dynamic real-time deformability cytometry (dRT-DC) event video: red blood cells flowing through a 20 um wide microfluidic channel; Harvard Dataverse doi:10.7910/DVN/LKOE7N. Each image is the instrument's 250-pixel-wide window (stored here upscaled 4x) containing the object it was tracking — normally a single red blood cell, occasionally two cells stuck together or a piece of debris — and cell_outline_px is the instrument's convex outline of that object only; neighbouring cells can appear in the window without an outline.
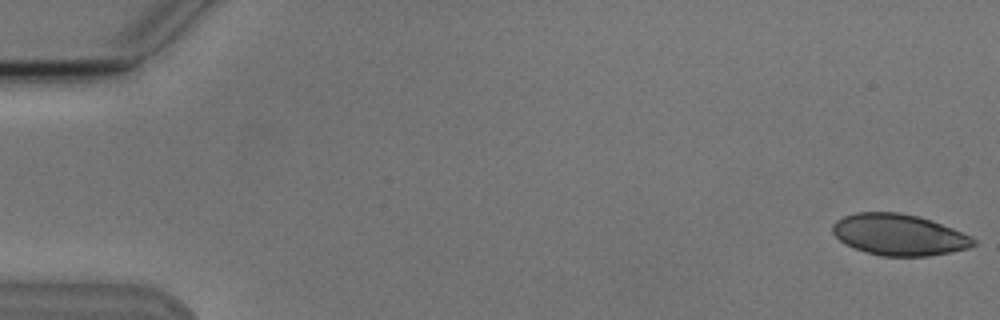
{"species": "Egyptian fruit bat (a non-hibernating species)", "species_latin": "Rousettus aegyptiacus", "temperature_condition": "cold", "stored_images_in_passage": 4, "camera_frame_rate_fps": 3000, "um_per_image_px": 0.085, "animal": {"sex": "male"}, "frame": {"image": 1, "passage_image": 1, "time_ms": 0.0, "image_size_px": [1000, 320], "cell_outline_px": [[976, 244], [968, 248], [952, 252], [928, 256], [880, 256], [844, 244], [832, 232], [832, 224], [836, 220], [844, 216], [856, 212], [900, 212], [932, 220], [972, 236], [976, 240]], "centroid_in_image_um": [76.42, 19.95], "position_along_channel_um": 8.6, "area_um2": 33.93}}